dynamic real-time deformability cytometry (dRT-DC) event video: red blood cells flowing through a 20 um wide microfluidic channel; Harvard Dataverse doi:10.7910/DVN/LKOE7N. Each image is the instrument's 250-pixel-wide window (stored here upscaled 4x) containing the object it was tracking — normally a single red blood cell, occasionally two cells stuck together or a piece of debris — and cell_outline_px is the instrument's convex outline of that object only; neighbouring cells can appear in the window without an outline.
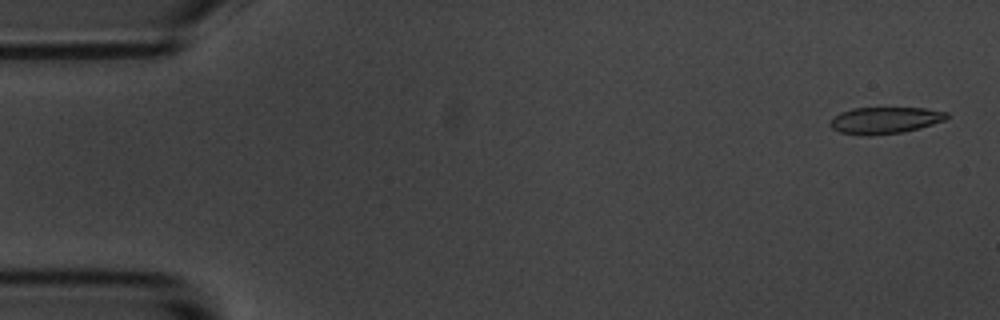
{"species": "common noctule bat (a hibernating species)", "species_latin": "Nyctalus noctula", "temperature_condition": "room temperature", "stored_images_in_passage": 6, "camera_frame_rate_fps": 3000, "um_per_image_px": 0.085, "animal": {"sex": "male", "body_mass_g": 20.1, "forearm_length_mm": 53.5}, "frame": {"image": 1, "passage_image": 1, "time_ms": 0.0, "image_size_px": [1000, 320], "cell_outline_px": [[948, 116], [944, 120], [920, 128], [904, 132], [868, 136], [864, 136], [840, 132], [832, 128], [828, 124], [840, 112], [852, 108], [924, 108], [948, 112]], "centroid_in_image_um": [75.21, 10.23], "position_along_channel_um": 9.8, "area_um2": 18.09}}